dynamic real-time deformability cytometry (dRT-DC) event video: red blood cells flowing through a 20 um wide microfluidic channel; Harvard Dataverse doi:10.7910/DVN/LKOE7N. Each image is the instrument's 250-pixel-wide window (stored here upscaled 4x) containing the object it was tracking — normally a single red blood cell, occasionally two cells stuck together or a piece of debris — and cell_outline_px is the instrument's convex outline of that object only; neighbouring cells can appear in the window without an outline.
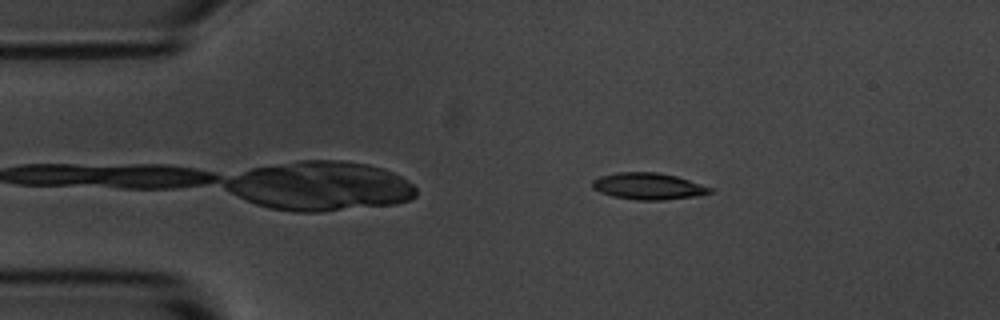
{"species": "common noctule bat (a hibernating species)", "species_latin": "Nyctalus noctula", "temperature_condition": "room temperature", "stored_images_in_passage": 41, "camera_frame_rate_fps": 3000, "um_per_image_px": 0.085, "animal": {"sex": "male", "body_mass_g": 20.1, "forearm_length_mm": 53.5}, "frame": {"image": 1, "passage_image": 4, "time_ms": 1.0, "image_size_px": [1000, 320], "cell_outline_px": [[712, 192], [696, 196], [664, 200], [636, 200], [612, 196], [600, 192], [592, 188], [592, 180], [600, 176], [616, 172], [656, 172], [676, 176], [712, 188]], "centroid_in_image_um": [55.06, 15.83], "position_along_channel_um": 29.9, "area_um2": 18.21}}
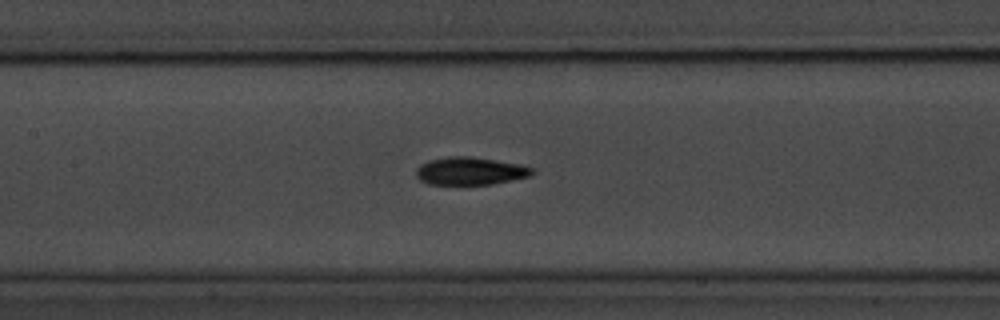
{"frame": {"image": 2, "passage_image": 19, "time_ms": 6.0, "image_size_px": [1000, 320], "cell_outline_px": [[536, 172], [528, 176], [512, 180], [492, 184], [428, 184], [420, 180], [416, 176], [416, 168], [420, 164], [428, 160], [448, 156], [472, 156], [520, 164], [532, 168]], "centroid_in_image_um": [39.94, 14.52], "position_along_channel_um": 167.5, "area_um2": 18.84}}
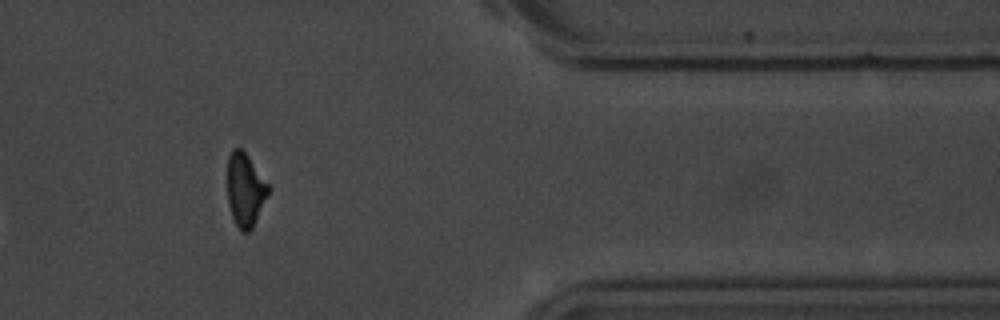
{"frame": {"image": 3, "passage_image": 39, "time_ms": 12.667, "image_size_px": [1000, 320], "cell_outline_px": [[272, 188], [252, 228], [248, 232], [240, 232], [232, 216], [228, 204], [228, 156], [232, 148], [240, 148], [248, 156]], "centroid_in_image_um": [20.86, 16.14], "position_along_channel_um": 390.5, "area_um2": 17.57}, "authors_computed_cell_mechanics": {"area_um2": 18.496, "velocity_mm_per_s": 3.7027, "shape_relaxation_time_tau1_ms": 2.6649, "shape_relaxation_time_tau2_ms": 3.1097, "deformation_change_tau1": 0.1369, "deformation_change_tau2": 0.0862}}